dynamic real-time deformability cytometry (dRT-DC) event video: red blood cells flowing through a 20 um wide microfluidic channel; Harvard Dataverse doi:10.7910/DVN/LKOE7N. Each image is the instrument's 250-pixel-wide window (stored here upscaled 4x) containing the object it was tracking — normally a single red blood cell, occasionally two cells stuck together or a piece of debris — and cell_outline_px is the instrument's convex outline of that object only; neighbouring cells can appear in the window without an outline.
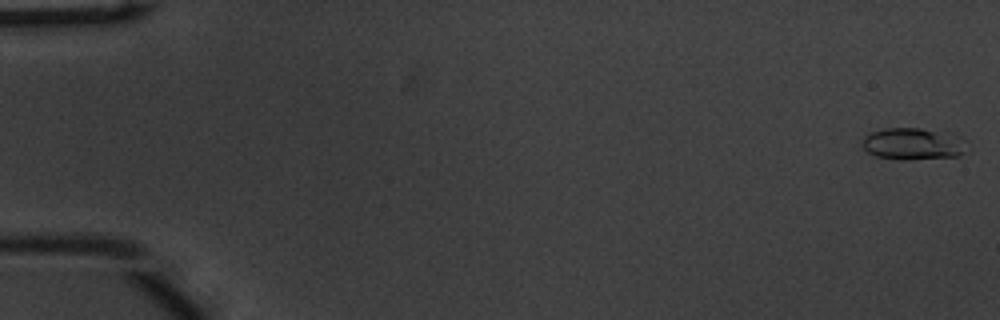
{"species": "common noctule bat (a hibernating species)", "species_latin": "Nyctalus noctula", "temperature_condition": "warm", "stored_images_in_passage": 55, "camera_frame_rate_fps": 3000, "um_per_image_px": 0.085, "animal": {"sex": "male", "body_mass_g": 20.1, "forearm_length_mm": 53.5}, "frame": {"image": 1, "passage_image": 2, "time_ms": 0.333, "image_size_px": [1000, 320], "cell_outline_px": [[960, 156], [908, 160], [900, 160], [876, 156], [868, 152], [860, 144], [864, 136], [872, 132], [884, 128], [920, 128], [932, 132], [952, 144], [960, 152]], "centroid_in_image_um": [77.16, 12.28], "position_along_channel_um": 7.8, "area_um2": 17.34}}
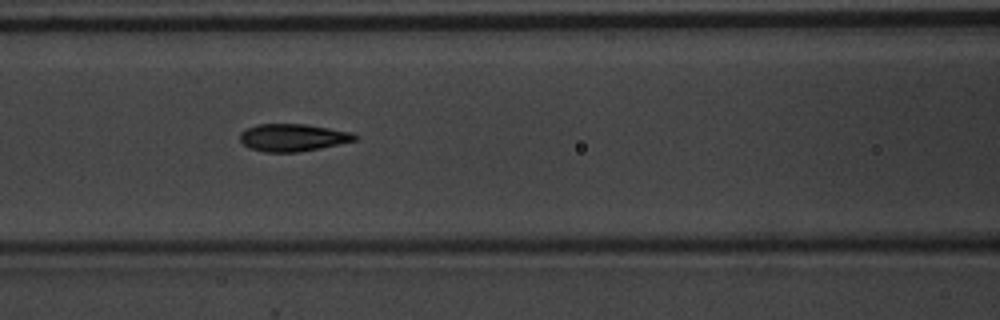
{"frame": {"image": 2, "passage_image": 25, "time_ms": 8.0, "image_size_px": [1000, 320], "cell_outline_px": [[360, 136], [356, 140], [320, 148], [296, 152], [264, 152], [248, 148], [240, 140], [240, 132], [256, 124], [304, 124], [352, 132]], "centroid_in_image_um": [24.88, 11.69], "position_along_channel_um": 141.7, "area_um2": 18.32}}
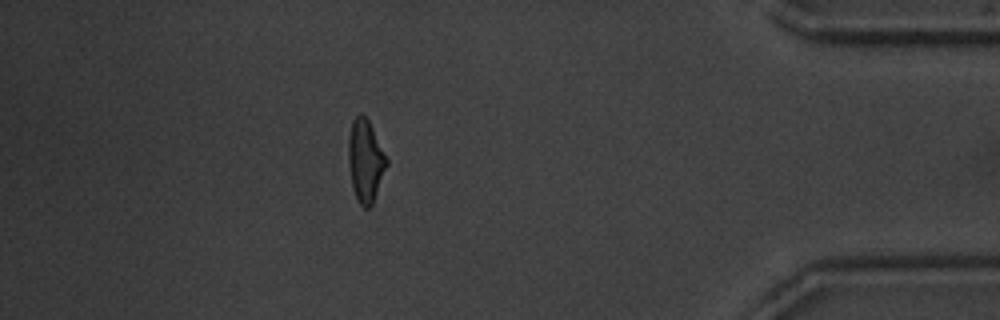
{"frame": {"image": 3, "passage_image": 49, "time_ms": 16.0, "image_size_px": [1000, 320], "cell_outline_px": [[388, 164], [372, 204], [368, 208], [364, 208], [356, 200], [352, 188], [348, 160], [348, 136], [352, 120], [360, 112], [368, 120], [388, 160]], "centroid_in_image_um": [31.04, 13.67], "position_along_channel_um": 404.2, "area_um2": 18.32}, "authors_computed_cell_mechanics": {"area_um2": 17.918, "velocity_mm_per_s": 3.7914, "shape_relaxation_time_tau1_ms": 3.1188, "shape_relaxation_time_tau2_ms": 1.0343, "deformation_change_tau1": 0.1619, "deformation_change_tau2": 0.0729}}